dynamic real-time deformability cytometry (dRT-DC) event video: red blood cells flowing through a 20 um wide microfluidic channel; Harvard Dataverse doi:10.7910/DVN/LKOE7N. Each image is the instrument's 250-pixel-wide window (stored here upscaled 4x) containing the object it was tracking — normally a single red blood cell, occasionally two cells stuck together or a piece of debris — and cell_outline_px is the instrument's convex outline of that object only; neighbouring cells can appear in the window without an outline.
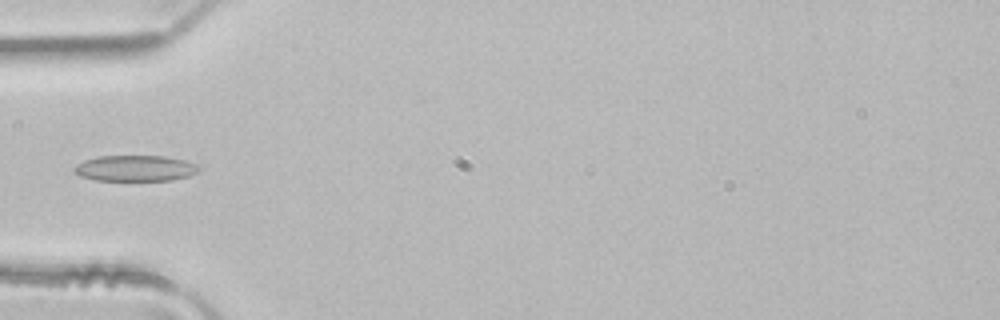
{"species": "common noctule bat (a hibernating species)", "species_latin": "Nyctalus noctula", "temperature_condition": "room temperature", "stored_images_in_passage": 3, "camera_frame_rate_fps": 3000, "um_per_image_px": 0.085, "animal": {"sex": "male", "body_mass_g": 21.5, "forearm_length_mm": 52.0}, "frame": {"image": 1, "passage_image": 3, "time_ms": 0.667, "image_size_px": [1000, 320], "cell_outline_px": [[200, 168], [196, 172], [188, 176], [172, 180], [96, 180], [80, 176], [72, 168], [76, 164], [84, 160], [100, 156], [164, 156], [184, 160], [196, 164]], "centroid_in_image_um": [11.48, 14.3], "position_along_channel_um": 73.5, "area_um2": 18.67}}